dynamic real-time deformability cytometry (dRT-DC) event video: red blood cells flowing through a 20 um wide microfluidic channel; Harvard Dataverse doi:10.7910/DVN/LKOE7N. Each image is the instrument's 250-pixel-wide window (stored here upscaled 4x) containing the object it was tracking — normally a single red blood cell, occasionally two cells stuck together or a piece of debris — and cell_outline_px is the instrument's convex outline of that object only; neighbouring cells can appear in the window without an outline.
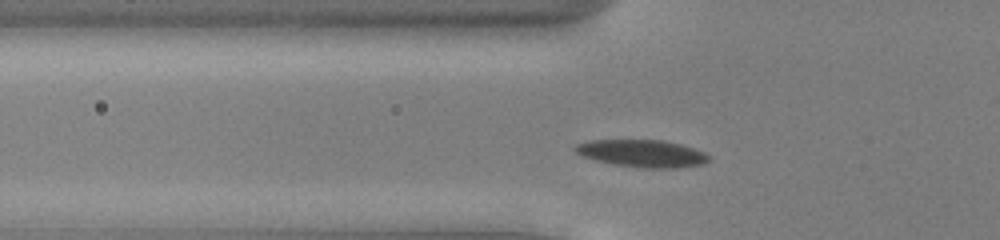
{"species": "common noctule bat (a hibernating species)", "species_latin": "Nyctalus noctula", "temperature_condition": "cold", "stored_images_in_passage": 37, "camera_frame_rate_fps": 3000, "um_per_image_px": 0.085, "animal": {"sex": "male", "body_mass_g": 13.0, "forearm_length_mm": 53.1}, "frame": {"image": 1, "passage_image": 8, "time_ms": 2.333, "image_size_px": [1000, 240], "cell_outline_px": [[712, 160], [704, 164], [676, 168], [644, 168], [616, 164], [596, 160], [580, 156], [572, 148], [576, 144], [588, 140], [664, 140], [680, 144], [704, 152], [712, 156]], "centroid_in_image_um": [54.6, 13.04], "position_along_channel_um": 71.2, "area_um2": 21.44}}
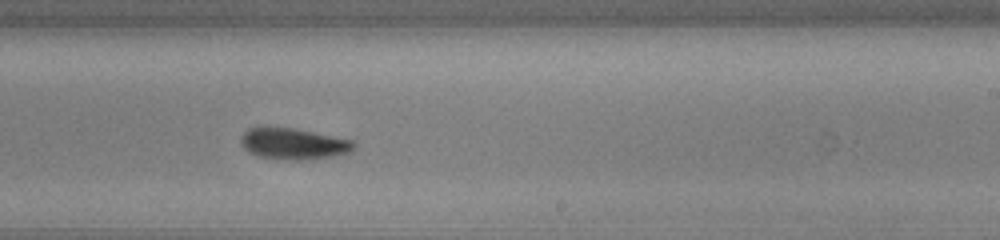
{"frame": {"image": 2, "passage_image": 23, "time_ms": 7.333, "image_size_px": [1000, 240], "cell_outline_px": [[356, 144], [348, 152], [332, 156], [300, 160], [284, 160], [256, 156], [248, 152], [240, 144], [240, 136], [248, 128], [292, 128], [352, 140]], "centroid_in_image_um": [24.87, 12.23], "position_along_channel_um": 264.1, "area_um2": 20.29}}
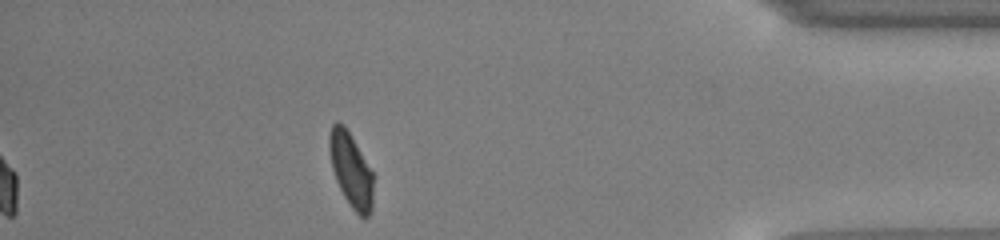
{"frame": {"image": 3, "passage_image": 37, "time_ms": 12.0, "image_size_px": [1000, 240], "cell_outline_px": [[372, 212], [368, 216], [360, 216], [352, 208], [344, 196], [336, 180], [332, 168], [328, 148], [328, 136], [332, 124], [336, 120], [344, 124], [372, 172]], "centroid_in_image_um": [29.79, 14.41], "position_along_channel_um": 405.4, "area_um2": 18.79}, "authors_computed_cell_mechanics": {"area_um2": 20.808, "velocity_mm_per_s": 3.8771, "shape_relaxation_time_tau1_ms": 2.8143, "shape_relaxation_time_tau2_ms": 3.5275, "deformation_change_tau1": 0.1295, "deformation_change_tau2": 0.0985}}